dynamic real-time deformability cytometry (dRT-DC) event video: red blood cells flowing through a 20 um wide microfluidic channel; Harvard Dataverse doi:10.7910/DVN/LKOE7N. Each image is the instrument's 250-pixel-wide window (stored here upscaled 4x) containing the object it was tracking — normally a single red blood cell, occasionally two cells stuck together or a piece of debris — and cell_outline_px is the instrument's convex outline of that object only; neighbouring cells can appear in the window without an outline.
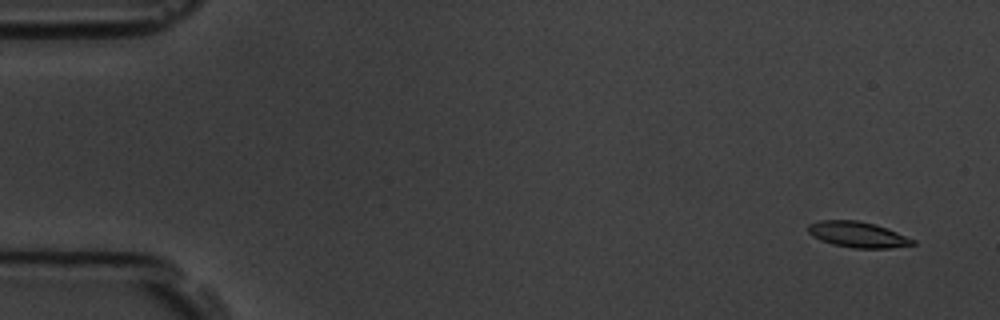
{"species": "common noctule bat (a hibernating species)", "species_latin": "Nyctalus noctula", "temperature_condition": "room temperature", "stored_images_in_passage": 5, "camera_frame_rate_fps": 3000, "um_per_image_px": 0.085, "animal": {"sex": "male", "body_mass_g": 19.5, "forearm_length_mm": 54.6}, "frame": {"image": 1, "passage_image": 1, "time_ms": 0.0, "image_size_px": [1000, 320], "cell_outline_px": [[916, 244], [888, 248], [852, 248], [832, 244], [820, 240], [812, 236], [808, 232], [808, 224], [820, 220], [856, 220], [876, 224], [916, 240]], "centroid_in_image_um": [72.89, 19.93], "position_along_channel_um": 12.1, "area_um2": 15.72}}